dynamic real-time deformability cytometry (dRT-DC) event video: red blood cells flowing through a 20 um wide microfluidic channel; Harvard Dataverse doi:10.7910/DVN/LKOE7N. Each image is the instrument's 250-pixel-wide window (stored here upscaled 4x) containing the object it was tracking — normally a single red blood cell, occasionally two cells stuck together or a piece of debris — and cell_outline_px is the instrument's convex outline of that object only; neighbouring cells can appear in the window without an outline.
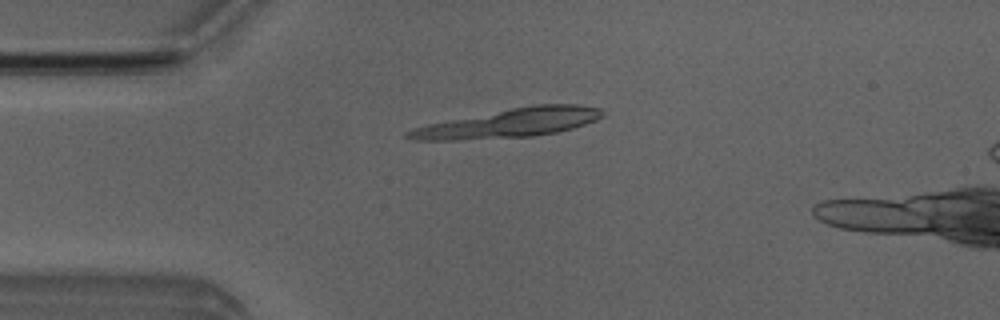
{"species": "Egyptian fruit bat (a non-hibernating species)", "species_latin": "Rousettus aegyptiacus", "temperature_condition": "room temperature", "stored_images_in_passage": 4, "camera_frame_rate_fps": 3000, "um_per_image_px": 0.085, "animal": {"sex": "male"}, "frame": {"image": 1, "passage_image": 3, "time_ms": 2.333, "image_size_px": [1000, 320], "cell_outline_px": [[604, 116], [596, 120], [572, 128], [556, 132], [532, 136], [460, 140], [412, 140], [404, 136], [404, 132], [428, 124], [512, 108], [536, 104], [580, 104], [600, 108], [604, 112]], "centroid_in_image_um": [43.32, 10.46], "position_along_channel_um": 41.7, "area_um2": 32.37}}